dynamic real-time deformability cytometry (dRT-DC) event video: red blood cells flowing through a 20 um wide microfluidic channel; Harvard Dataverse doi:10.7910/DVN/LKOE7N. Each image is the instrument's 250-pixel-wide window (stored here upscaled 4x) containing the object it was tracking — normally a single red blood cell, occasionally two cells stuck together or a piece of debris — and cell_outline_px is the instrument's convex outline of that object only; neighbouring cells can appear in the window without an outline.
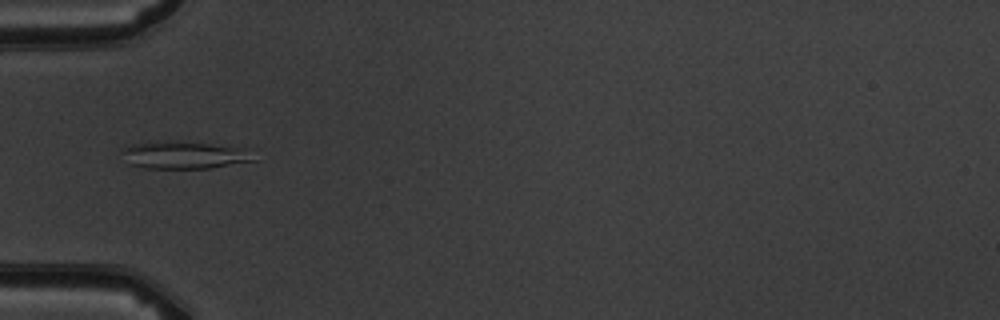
{"species": "common noctule bat (a hibernating species)", "species_latin": "Nyctalus noctula", "temperature_condition": "warm", "stored_images_in_passage": 8, "camera_frame_rate_fps": 3000, "um_per_image_px": 0.085, "animal": {"sex": "male", "body_mass_g": 19.5, "forearm_length_mm": 54.6}, "frame": {"image": 1, "passage_image": 4, "time_ms": 3.667, "image_size_px": [1000, 320], "cell_outline_px": [[256, 160], [212, 168], [144, 168], [128, 164], [124, 152], [124, 144], [148, 140], [160, 140], [208, 144], [244, 148]], "centroid_in_image_um": [15.55, 13.16], "position_along_channel_um": 69.4, "area_um2": 21.1}}